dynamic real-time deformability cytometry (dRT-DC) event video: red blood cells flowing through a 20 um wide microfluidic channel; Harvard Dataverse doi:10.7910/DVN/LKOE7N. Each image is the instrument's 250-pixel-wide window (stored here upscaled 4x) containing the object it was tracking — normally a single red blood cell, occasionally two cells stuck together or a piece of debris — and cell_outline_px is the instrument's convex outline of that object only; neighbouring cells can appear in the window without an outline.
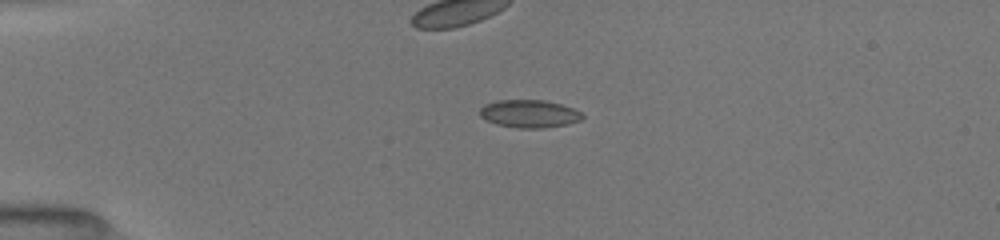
{"species": "common noctule bat (a hibernating species)", "species_latin": "Nyctalus noctula", "temperature_condition": "room temperature", "stored_images_in_passage": 45, "camera_frame_rate_fps": 3000, "um_per_image_px": 0.085, "animal": {"sex": "female", "body_mass_g": 19.5, "forearm_length_mm": 54.1}, "frame": {"image": 1, "passage_image": 14, "time_ms": 4.333, "image_size_px": [1000, 240], "cell_outline_px": [[584, 116], [580, 120], [568, 124], [544, 128], [516, 128], [496, 124], [480, 116], [480, 108], [484, 104], [496, 100], [544, 100], [560, 104], [572, 108], [580, 112]], "centroid_in_image_um": [44.97, 9.67], "position_along_channel_um": 40.0, "area_um2": 16.59}, "authors_computed_cell_mechanics": {"area_um2": 16.473, "velocity_mm_per_s": 4.0342, "shape_relaxation_time_tau1_ms": 4.0014, "shape_relaxation_time_tau2_ms": 0.898, "deformation_change_tau1": 0.1204, "deformation_change_tau2": 0.0675}}